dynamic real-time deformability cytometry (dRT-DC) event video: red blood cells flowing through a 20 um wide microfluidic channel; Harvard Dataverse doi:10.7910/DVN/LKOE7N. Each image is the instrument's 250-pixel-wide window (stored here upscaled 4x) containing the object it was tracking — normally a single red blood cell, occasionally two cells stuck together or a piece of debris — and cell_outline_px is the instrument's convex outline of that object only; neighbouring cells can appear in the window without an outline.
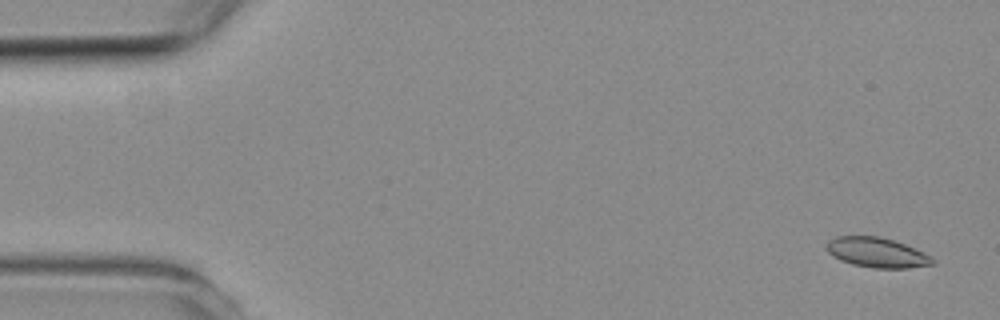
{"species": "common noctule bat (a hibernating species)", "species_latin": "Nyctalus noctula", "temperature_condition": "room temperature", "stored_images_in_passage": 7, "camera_frame_rate_fps": 3000, "um_per_image_px": 0.085, "animal": {"sex": "female", "body_mass_g": 19.3, "forearm_length_mm": 54.1}, "frame": {"image": 1, "passage_image": 1, "time_ms": 0.0, "image_size_px": [1000, 320], "cell_outline_px": [[936, 264], [908, 268], [872, 268], [852, 264], [840, 260], [832, 256], [828, 252], [828, 240], [836, 236], [880, 236], [904, 244], [924, 252], [936, 260]], "centroid_in_image_um": [74.56, 21.47], "position_along_channel_um": 10.4, "area_um2": 18.5}}
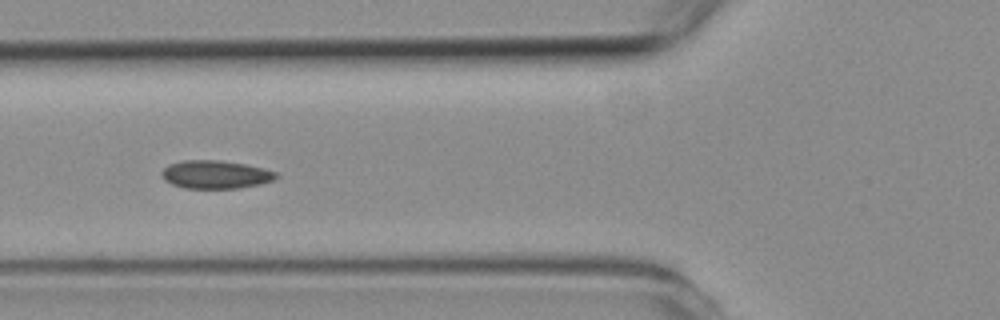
{"frame": {"image": 2, "passage_image": 5, "time_ms": 5.667, "image_size_px": [1000, 320], "cell_outline_px": [[280, 176], [272, 180], [260, 184], [240, 188], [184, 188], [172, 184], [164, 180], [160, 176], [160, 172], [168, 164], [184, 160], [220, 160], [244, 164], [264, 168], [276, 172]], "centroid_in_image_um": [18.3, 14.83], "position_along_channel_um": 107.5, "area_um2": 18.9}}
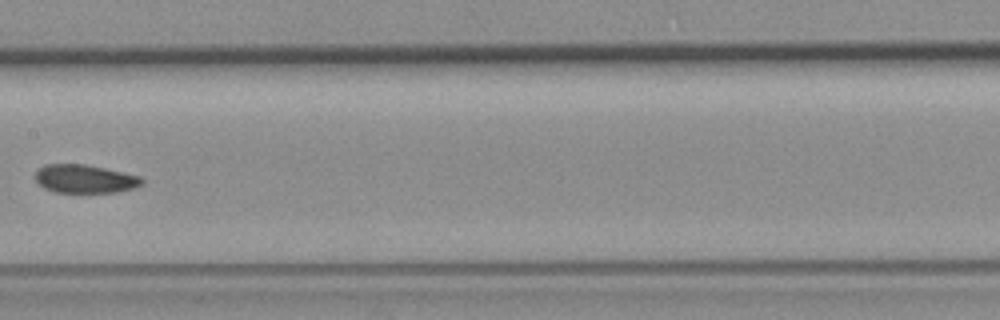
{"frame": {"image": 3, "passage_image": 7, "time_ms": 8.0, "image_size_px": [1000, 320], "cell_outline_px": [[144, 184], [136, 188], [116, 192], [56, 192], [44, 188], [36, 180], [36, 172], [44, 164], [84, 164], [104, 168], [140, 176], [144, 180]], "centroid_in_image_um": [7.25, 15.2], "position_along_channel_um": 200.1, "area_um2": 17.57}}